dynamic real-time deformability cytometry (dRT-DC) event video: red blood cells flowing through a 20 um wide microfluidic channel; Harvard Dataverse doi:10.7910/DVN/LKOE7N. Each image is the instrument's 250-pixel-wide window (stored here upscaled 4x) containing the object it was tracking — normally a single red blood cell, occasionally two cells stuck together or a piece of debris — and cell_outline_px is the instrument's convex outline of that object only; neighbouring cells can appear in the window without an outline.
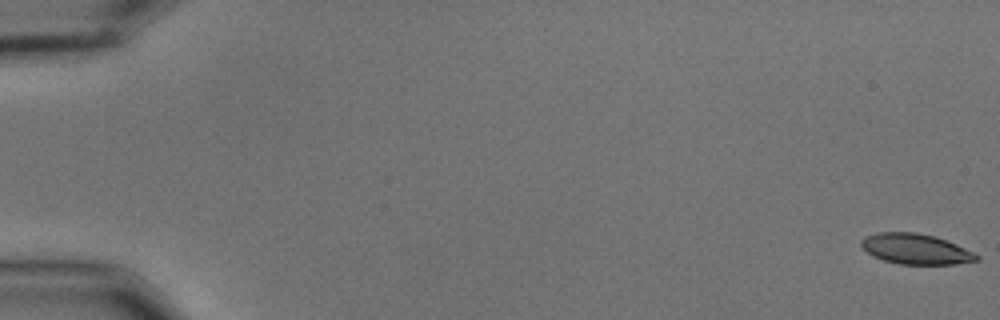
{"species": "common noctule bat (a hibernating species)", "species_latin": "Nyctalus noctula", "temperature_condition": "cold", "stored_images_in_passage": 56, "camera_frame_rate_fps": 3000, "um_per_image_px": 0.085, "animal": {"sex": "male", "body_mass_g": 15.6}, "frame": {"image": 1, "passage_image": 1, "time_ms": 0.0, "image_size_px": [1000, 320], "cell_outline_px": [[980, 260], [956, 264], [900, 264], [884, 260], [872, 256], [860, 248], [860, 240], [864, 236], [876, 232], [916, 232], [936, 236], [956, 244], [980, 256]], "centroid_in_image_um": [77.78, 21.15], "position_along_channel_um": 7.2, "area_um2": 20.69}}
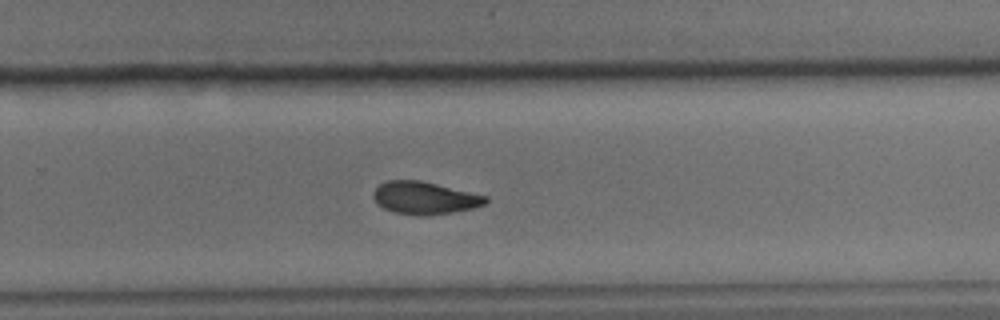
{"frame": {"image": 2, "passage_image": 38, "time_ms": 12.333, "image_size_px": [1000, 320], "cell_outline_px": [[488, 200], [484, 204], [472, 208], [452, 212], [396, 212], [384, 208], [376, 204], [372, 196], [372, 192], [380, 184], [388, 180], [420, 180], [488, 196]], "centroid_in_image_um": [36.07, 16.76], "position_along_channel_um": 293.7, "area_um2": 20.35}}
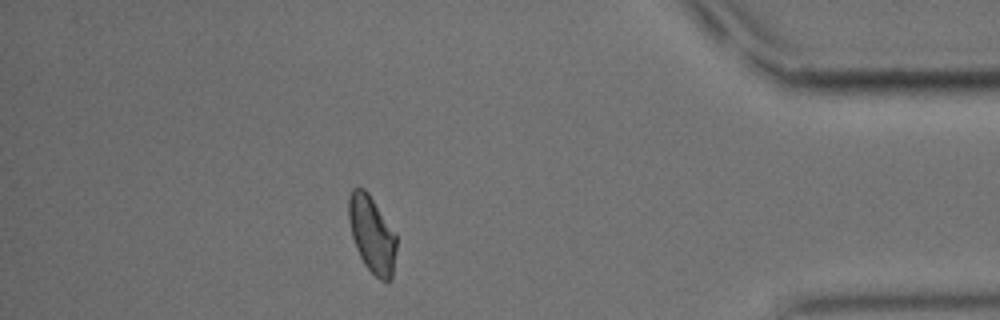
{"frame": {"image": 3, "passage_image": 50, "time_ms": 16.333, "image_size_px": [1000, 320], "cell_outline_px": [[396, 248], [392, 280], [388, 284], [380, 280], [364, 264], [356, 248], [352, 236], [348, 220], [348, 196], [352, 188], [364, 188], [368, 192], [396, 232]], "centroid_in_image_um": [31.62, 19.92], "position_along_channel_um": 403.6, "area_um2": 21.68}, "authors_computed_cell_mechanics": {"area_um2": 21.7617, "velocity_mm_per_s": 3.6431, "shape_relaxation_time_tau1_ms": 4.2908, "shape_relaxation_time_tau2_ms": 5.374, "deformation_change_tau1": 0.1317, "deformation_change_tau2": 0.1087}}